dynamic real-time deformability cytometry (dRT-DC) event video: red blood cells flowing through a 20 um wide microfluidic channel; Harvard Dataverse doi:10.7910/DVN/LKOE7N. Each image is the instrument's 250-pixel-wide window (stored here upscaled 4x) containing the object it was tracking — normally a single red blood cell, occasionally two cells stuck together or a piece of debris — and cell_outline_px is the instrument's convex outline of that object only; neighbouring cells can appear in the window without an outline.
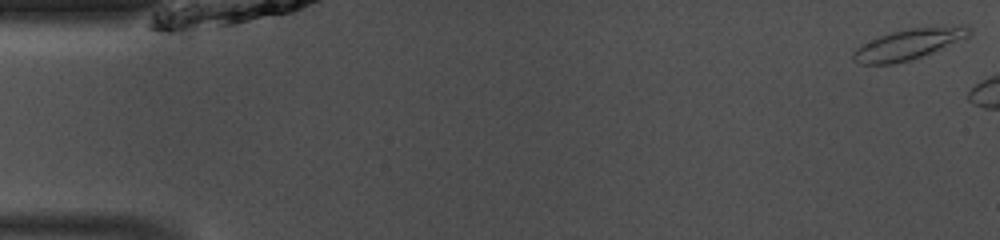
{"species": "common noctule bat (a hibernating species)", "species_latin": "Nyctalus noctula", "temperature_condition": "room temperature", "stored_images_in_passage": 6, "camera_frame_rate_fps": 3000, "um_per_image_px": 0.085, "animal": {"sex": "male", "body_mass_g": 13.0, "forearm_length_mm": 53.1}, "frame": {"image": 1, "passage_image": 1, "time_ms": 0.0, "image_size_px": [1000, 240], "cell_outline_px": [[972, 36], [944, 48], [908, 60], [892, 64], [864, 64], [852, 60], [852, 52], [856, 48], [880, 36], [892, 32], [912, 28], [936, 24], [968, 24], [972, 28]], "centroid_in_image_um": [77.39, 3.7], "position_along_channel_um": 7.6, "area_um2": 21.21}}